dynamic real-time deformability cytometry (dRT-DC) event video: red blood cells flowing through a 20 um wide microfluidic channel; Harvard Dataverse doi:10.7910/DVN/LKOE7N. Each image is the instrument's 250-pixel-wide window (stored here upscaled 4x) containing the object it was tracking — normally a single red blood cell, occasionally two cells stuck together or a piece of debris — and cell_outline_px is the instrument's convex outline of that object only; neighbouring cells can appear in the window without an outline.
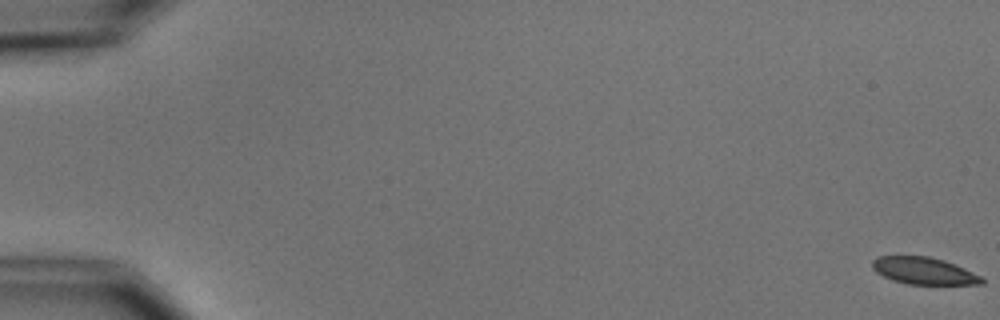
{"species": "common noctule bat (a hibernating species)", "species_latin": "Nyctalus noctula", "temperature_condition": "cold", "stored_images_in_passage": 5, "camera_frame_rate_fps": 3000, "um_per_image_px": 0.085, "animal": {"sex": "male", "body_mass_g": 15.6}, "frame": {"image": 1, "passage_image": 1, "time_ms": 0.0, "image_size_px": [1000, 320], "cell_outline_px": [[984, 284], [908, 284], [892, 280], [876, 272], [872, 268], [872, 260], [876, 256], [928, 256], [944, 260], [964, 268], [980, 276], [984, 280]], "centroid_in_image_um": [78.5, 23.01], "position_along_channel_um": 6.5, "area_um2": 17.17}}
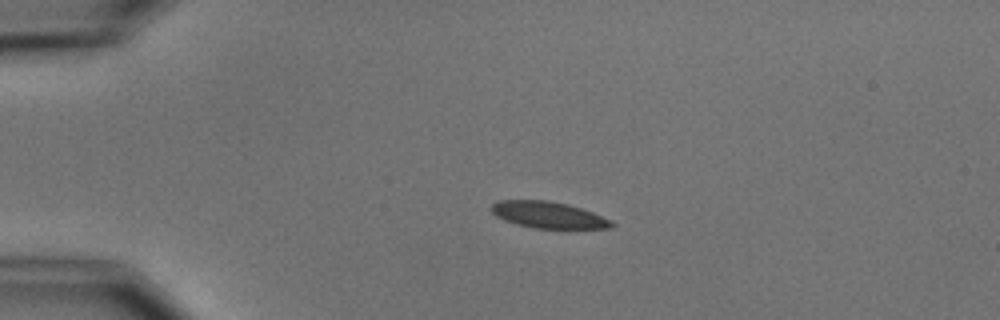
{"frame": {"image": 2, "passage_image": 4, "time_ms": 4.333, "image_size_px": [1000, 320], "cell_outline_px": [[616, 224], [612, 228], [532, 228], [516, 224], [504, 220], [496, 216], [492, 212], [492, 204], [500, 200], [548, 200], [568, 204], [592, 212], [612, 220]], "centroid_in_image_um": [46.62, 18.27], "position_along_channel_um": 38.4, "area_um2": 18.55}}